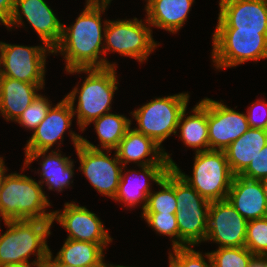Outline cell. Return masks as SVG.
I'll return each mask as SVG.
<instances>
[{
  "instance_id": "6da1fadb",
  "label": "cell",
  "mask_w": 267,
  "mask_h": 267,
  "mask_svg": "<svg viewBox=\"0 0 267 267\" xmlns=\"http://www.w3.org/2000/svg\"><path fill=\"white\" fill-rule=\"evenodd\" d=\"M86 6L75 23L62 27V36L53 53H61L66 60L65 70L116 67L103 58L105 27L102 30L101 13L111 1L86 0ZM103 31V32H102ZM102 57V58H100Z\"/></svg>"
},
{
  "instance_id": "7a4b0ae2",
  "label": "cell",
  "mask_w": 267,
  "mask_h": 267,
  "mask_svg": "<svg viewBox=\"0 0 267 267\" xmlns=\"http://www.w3.org/2000/svg\"><path fill=\"white\" fill-rule=\"evenodd\" d=\"M66 72L71 74L84 72L88 74L82 83L81 89L76 86L65 96L72 106L74 115L77 114V123L81 131H84L93 120L109 113L111 109L110 105L114 92L118 90L117 84H119L115 67L72 69ZM77 93L79 96L75 109L74 103Z\"/></svg>"
},
{
  "instance_id": "3957f363",
  "label": "cell",
  "mask_w": 267,
  "mask_h": 267,
  "mask_svg": "<svg viewBox=\"0 0 267 267\" xmlns=\"http://www.w3.org/2000/svg\"><path fill=\"white\" fill-rule=\"evenodd\" d=\"M7 231L0 236V266L30 263V255H37L36 264H44L50 252L47 237L52 221L8 220ZM36 252V254H35Z\"/></svg>"
},
{
  "instance_id": "277c9868",
  "label": "cell",
  "mask_w": 267,
  "mask_h": 267,
  "mask_svg": "<svg viewBox=\"0 0 267 267\" xmlns=\"http://www.w3.org/2000/svg\"><path fill=\"white\" fill-rule=\"evenodd\" d=\"M42 185L26 175L11 173L5 176L0 192V217L8 220L52 221L53 212Z\"/></svg>"
},
{
  "instance_id": "5b68a950",
  "label": "cell",
  "mask_w": 267,
  "mask_h": 267,
  "mask_svg": "<svg viewBox=\"0 0 267 267\" xmlns=\"http://www.w3.org/2000/svg\"><path fill=\"white\" fill-rule=\"evenodd\" d=\"M193 176L173 167L182 178L209 202L226 200L234 174L224 151L208 150L195 152Z\"/></svg>"
},
{
  "instance_id": "8992f818",
  "label": "cell",
  "mask_w": 267,
  "mask_h": 267,
  "mask_svg": "<svg viewBox=\"0 0 267 267\" xmlns=\"http://www.w3.org/2000/svg\"><path fill=\"white\" fill-rule=\"evenodd\" d=\"M175 197L179 248L192 247L205 241L211 202L203 198L176 170Z\"/></svg>"
},
{
  "instance_id": "52a82bcc",
  "label": "cell",
  "mask_w": 267,
  "mask_h": 267,
  "mask_svg": "<svg viewBox=\"0 0 267 267\" xmlns=\"http://www.w3.org/2000/svg\"><path fill=\"white\" fill-rule=\"evenodd\" d=\"M188 93L158 97L131 112L137 120L138 132L150 137L161 146L172 133H177L182 112L187 108Z\"/></svg>"
},
{
  "instance_id": "ba28073f",
  "label": "cell",
  "mask_w": 267,
  "mask_h": 267,
  "mask_svg": "<svg viewBox=\"0 0 267 267\" xmlns=\"http://www.w3.org/2000/svg\"><path fill=\"white\" fill-rule=\"evenodd\" d=\"M69 134L79 158V169L100 194L114 199L122 169L125 168L116 152L114 153L115 156L111 158L81 135L72 131Z\"/></svg>"
},
{
  "instance_id": "9c48e42d",
  "label": "cell",
  "mask_w": 267,
  "mask_h": 267,
  "mask_svg": "<svg viewBox=\"0 0 267 267\" xmlns=\"http://www.w3.org/2000/svg\"><path fill=\"white\" fill-rule=\"evenodd\" d=\"M212 60L216 69L236 67L267 58V34L248 31H214Z\"/></svg>"
},
{
  "instance_id": "30bf717a",
  "label": "cell",
  "mask_w": 267,
  "mask_h": 267,
  "mask_svg": "<svg viewBox=\"0 0 267 267\" xmlns=\"http://www.w3.org/2000/svg\"><path fill=\"white\" fill-rule=\"evenodd\" d=\"M142 19L107 21L104 38V54L109 51L118 52L121 56H129L140 63L157 47L152 38V30ZM107 51V52H106Z\"/></svg>"
},
{
  "instance_id": "8fae6325",
  "label": "cell",
  "mask_w": 267,
  "mask_h": 267,
  "mask_svg": "<svg viewBox=\"0 0 267 267\" xmlns=\"http://www.w3.org/2000/svg\"><path fill=\"white\" fill-rule=\"evenodd\" d=\"M46 53L53 54L47 45L30 47L0 42L1 74L27 83L44 84Z\"/></svg>"
},
{
  "instance_id": "7c38bea8",
  "label": "cell",
  "mask_w": 267,
  "mask_h": 267,
  "mask_svg": "<svg viewBox=\"0 0 267 267\" xmlns=\"http://www.w3.org/2000/svg\"><path fill=\"white\" fill-rule=\"evenodd\" d=\"M215 31L267 34V0H220Z\"/></svg>"
},
{
  "instance_id": "4fadbf2b",
  "label": "cell",
  "mask_w": 267,
  "mask_h": 267,
  "mask_svg": "<svg viewBox=\"0 0 267 267\" xmlns=\"http://www.w3.org/2000/svg\"><path fill=\"white\" fill-rule=\"evenodd\" d=\"M247 220L226 200L211 202L206 239L223 247H244Z\"/></svg>"
},
{
  "instance_id": "5bb4252c",
  "label": "cell",
  "mask_w": 267,
  "mask_h": 267,
  "mask_svg": "<svg viewBox=\"0 0 267 267\" xmlns=\"http://www.w3.org/2000/svg\"><path fill=\"white\" fill-rule=\"evenodd\" d=\"M53 12L44 0H15L12 17L6 26L12 29V26L23 25V14L44 45L53 50L60 42L63 27Z\"/></svg>"
},
{
  "instance_id": "9a60e30c",
  "label": "cell",
  "mask_w": 267,
  "mask_h": 267,
  "mask_svg": "<svg viewBox=\"0 0 267 267\" xmlns=\"http://www.w3.org/2000/svg\"><path fill=\"white\" fill-rule=\"evenodd\" d=\"M249 128L246 114L208 98L209 150L224 151Z\"/></svg>"
},
{
  "instance_id": "2e32d148",
  "label": "cell",
  "mask_w": 267,
  "mask_h": 267,
  "mask_svg": "<svg viewBox=\"0 0 267 267\" xmlns=\"http://www.w3.org/2000/svg\"><path fill=\"white\" fill-rule=\"evenodd\" d=\"M64 206L62 212L53 211L52 222L57 220L69 232L67 239L93 243L112 242L108 231L95 213L75 202H67Z\"/></svg>"
},
{
  "instance_id": "e0dca14e",
  "label": "cell",
  "mask_w": 267,
  "mask_h": 267,
  "mask_svg": "<svg viewBox=\"0 0 267 267\" xmlns=\"http://www.w3.org/2000/svg\"><path fill=\"white\" fill-rule=\"evenodd\" d=\"M73 116L72 106L66 98L51 107L27 141L25 152L50 150L58 139H64L63 134L71 127Z\"/></svg>"
},
{
  "instance_id": "ac0fdd59",
  "label": "cell",
  "mask_w": 267,
  "mask_h": 267,
  "mask_svg": "<svg viewBox=\"0 0 267 267\" xmlns=\"http://www.w3.org/2000/svg\"><path fill=\"white\" fill-rule=\"evenodd\" d=\"M140 168V171L129 170L126 173L122 169L120 183L114 200L116 202H124L127 207H135V205L137 206L141 202L143 203L142 211H144L147 205L148 195L152 192L150 189L151 185L147 181L151 180L158 184L171 167L169 164H150L140 166ZM135 174H137V177ZM138 174L140 175L138 176Z\"/></svg>"
},
{
  "instance_id": "d6986e66",
  "label": "cell",
  "mask_w": 267,
  "mask_h": 267,
  "mask_svg": "<svg viewBox=\"0 0 267 267\" xmlns=\"http://www.w3.org/2000/svg\"><path fill=\"white\" fill-rule=\"evenodd\" d=\"M115 152L124 167L130 162L137 163L138 166L169 164L170 167H174L176 165L162 146L160 147L150 137L132 128L127 130ZM148 156L152 157L146 159Z\"/></svg>"
},
{
  "instance_id": "ffe728a7",
  "label": "cell",
  "mask_w": 267,
  "mask_h": 267,
  "mask_svg": "<svg viewBox=\"0 0 267 267\" xmlns=\"http://www.w3.org/2000/svg\"><path fill=\"white\" fill-rule=\"evenodd\" d=\"M227 201L247 221L267 217V201L260 180L234 175Z\"/></svg>"
},
{
  "instance_id": "44dd1931",
  "label": "cell",
  "mask_w": 267,
  "mask_h": 267,
  "mask_svg": "<svg viewBox=\"0 0 267 267\" xmlns=\"http://www.w3.org/2000/svg\"><path fill=\"white\" fill-rule=\"evenodd\" d=\"M45 84H33L10 77L0 79V112L7 121H16L38 96Z\"/></svg>"
},
{
  "instance_id": "7402d4cb",
  "label": "cell",
  "mask_w": 267,
  "mask_h": 267,
  "mask_svg": "<svg viewBox=\"0 0 267 267\" xmlns=\"http://www.w3.org/2000/svg\"><path fill=\"white\" fill-rule=\"evenodd\" d=\"M47 151H37V152H25V162L24 165L27 167L34 160L39 157L44 158L41 163L40 180L39 183H43L48 186L49 190H56L58 192L62 191L65 187L70 186V180L74 175L73 162L70 157H65L61 153L56 151H51L48 155H45Z\"/></svg>"
},
{
  "instance_id": "603a6c76",
  "label": "cell",
  "mask_w": 267,
  "mask_h": 267,
  "mask_svg": "<svg viewBox=\"0 0 267 267\" xmlns=\"http://www.w3.org/2000/svg\"><path fill=\"white\" fill-rule=\"evenodd\" d=\"M193 3L194 0H149L145 22L174 34L185 23Z\"/></svg>"
},
{
  "instance_id": "cb8c5ba5",
  "label": "cell",
  "mask_w": 267,
  "mask_h": 267,
  "mask_svg": "<svg viewBox=\"0 0 267 267\" xmlns=\"http://www.w3.org/2000/svg\"><path fill=\"white\" fill-rule=\"evenodd\" d=\"M267 143V131L249 128L225 150L226 159L234 175H240Z\"/></svg>"
},
{
  "instance_id": "d4e9b609",
  "label": "cell",
  "mask_w": 267,
  "mask_h": 267,
  "mask_svg": "<svg viewBox=\"0 0 267 267\" xmlns=\"http://www.w3.org/2000/svg\"><path fill=\"white\" fill-rule=\"evenodd\" d=\"M191 112L192 115L185 117V109L180 116L177 125V129H180L179 137L187 147L195 148L196 152L208 151V98L197 103Z\"/></svg>"
},
{
  "instance_id": "484cf974",
  "label": "cell",
  "mask_w": 267,
  "mask_h": 267,
  "mask_svg": "<svg viewBox=\"0 0 267 267\" xmlns=\"http://www.w3.org/2000/svg\"><path fill=\"white\" fill-rule=\"evenodd\" d=\"M109 243H93L66 239L55 257L59 262L77 267H108L103 248Z\"/></svg>"
},
{
  "instance_id": "4316f807",
  "label": "cell",
  "mask_w": 267,
  "mask_h": 267,
  "mask_svg": "<svg viewBox=\"0 0 267 267\" xmlns=\"http://www.w3.org/2000/svg\"><path fill=\"white\" fill-rule=\"evenodd\" d=\"M102 149L115 150L131 126V120L124 115L106 113L92 121Z\"/></svg>"
},
{
  "instance_id": "83f0119b",
  "label": "cell",
  "mask_w": 267,
  "mask_h": 267,
  "mask_svg": "<svg viewBox=\"0 0 267 267\" xmlns=\"http://www.w3.org/2000/svg\"><path fill=\"white\" fill-rule=\"evenodd\" d=\"M157 185L162 189L148 195L147 205L142 213L176 214L175 169L171 167Z\"/></svg>"
},
{
  "instance_id": "f1b7e54d",
  "label": "cell",
  "mask_w": 267,
  "mask_h": 267,
  "mask_svg": "<svg viewBox=\"0 0 267 267\" xmlns=\"http://www.w3.org/2000/svg\"><path fill=\"white\" fill-rule=\"evenodd\" d=\"M212 267H248L255 257L244 247H223L209 253Z\"/></svg>"
},
{
  "instance_id": "f546056e",
  "label": "cell",
  "mask_w": 267,
  "mask_h": 267,
  "mask_svg": "<svg viewBox=\"0 0 267 267\" xmlns=\"http://www.w3.org/2000/svg\"><path fill=\"white\" fill-rule=\"evenodd\" d=\"M245 247L255 256L267 255V217L247 222Z\"/></svg>"
},
{
  "instance_id": "4dcf8cb0",
  "label": "cell",
  "mask_w": 267,
  "mask_h": 267,
  "mask_svg": "<svg viewBox=\"0 0 267 267\" xmlns=\"http://www.w3.org/2000/svg\"><path fill=\"white\" fill-rule=\"evenodd\" d=\"M142 218L160 235L172 238V248H179V229L176 214L142 213Z\"/></svg>"
},
{
  "instance_id": "1f68e13d",
  "label": "cell",
  "mask_w": 267,
  "mask_h": 267,
  "mask_svg": "<svg viewBox=\"0 0 267 267\" xmlns=\"http://www.w3.org/2000/svg\"><path fill=\"white\" fill-rule=\"evenodd\" d=\"M49 101L48 98L46 99L43 95L38 94L15 122L34 131L52 107Z\"/></svg>"
},
{
  "instance_id": "d6a6232c",
  "label": "cell",
  "mask_w": 267,
  "mask_h": 267,
  "mask_svg": "<svg viewBox=\"0 0 267 267\" xmlns=\"http://www.w3.org/2000/svg\"><path fill=\"white\" fill-rule=\"evenodd\" d=\"M202 255L191 247L173 248V254L169 253V264L172 267H212L209 252L205 253L208 263Z\"/></svg>"
},
{
  "instance_id": "836d02e7",
  "label": "cell",
  "mask_w": 267,
  "mask_h": 267,
  "mask_svg": "<svg viewBox=\"0 0 267 267\" xmlns=\"http://www.w3.org/2000/svg\"><path fill=\"white\" fill-rule=\"evenodd\" d=\"M240 175L252 180L267 178V143Z\"/></svg>"
},
{
  "instance_id": "e575fe53",
  "label": "cell",
  "mask_w": 267,
  "mask_h": 267,
  "mask_svg": "<svg viewBox=\"0 0 267 267\" xmlns=\"http://www.w3.org/2000/svg\"><path fill=\"white\" fill-rule=\"evenodd\" d=\"M246 116L250 128L267 131V103L264 100L253 102L251 108L249 107Z\"/></svg>"
},
{
  "instance_id": "d590c367",
  "label": "cell",
  "mask_w": 267,
  "mask_h": 267,
  "mask_svg": "<svg viewBox=\"0 0 267 267\" xmlns=\"http://www.w3.org/2000/svg\"><path fill=\"white\" fill-rule=\"evenodd\" d=\"M15 0H0V22L7 25L14 11Z\"/></svg>"
},
{
  "instance_id": "8d00e7d4",
  "label": "cell",
  "mask_w": 267,
  "mask_h": 267,
  "mask_svg": "<svg viewBox=\"0 0 267 267\" xmlns=\"http://www.w3.org/2000/svg\"><path fill=\"white\" fill-rule=\"evenodd\" d=\"M44 265L46 267H74V266H70V265L63 264V263L59 262L55 257H52L51 251L48 253V256H47V259L45 260ZM75 267H77V266H75Z\"/></svg>"
},
{
  "instance_id": "74e56055",
  "label": "cell",
  "mask_w": 267,
  "mask_h": 267,
  "mask_svg": "<svg viewBox=\"0 0 267 267\" xmlns=\"http://www.w3.org/2000/svg\"><path fill=\"white\" fill-rule=\"evenodd\" d=\"M7 168H5L4 160L2 157H0V192L2 188L3 181L5 179V173H6Z\"/></svg>"
},
{
  "instance_id": "f35d334b",
  "label": "cell",
  "mask_w": 267,
  "mask_h": 267,
  "mask_svg": "<svg viewBox=\"0 0 267 267\" xmlns=\"http://www.w3.org/2000/svg\"><path fill=\"white\" fill-rule=\"evenodd\" d=\"M248 267H263V256H255Z\"/></svg>"
},
{
  "instance_id": "ab89813d",
  "label": "cell",
  "mask_w": 267,
  "mask_h": 267,
  "mask_svg": "<svg viewBox=\"0 0 267 267\" xmlns=\"http://www.w3.org/2000/svg\"><path fill=\"white\" fill-rule=\"evenodd\" d=\"M44 264H36V261L34 260L31 263H26V264H22V265H4V266H0V267H42Z\"/></svg>"
},
{
  "instance_id": "60d3db41",
  "label": "cell",
  "mask_w": 267,
  "mask_h": 267,
  "mask_svg": "<svg viewBox=\"0 0 267 267\" xmlns=\"http://www.w3.org/2000/svg\"><path fill=\"white\" fill-rule=\"evenodd\" d=\"M261 184H262V187H263V190H264V195H265V198H266V201H267V178H264L262 180H260Z\"/></svg>"
},
{
  "instance_id": "b9f144b4",
  "label": "cell",
  "mask_w": 267,
  "mask_h": 267,
  "mask_svg": "<svg viewBox=\"0 0 267 267\" xmlns=\"http://www.w3.org/2000/svg\"><path fill=\"white\" fill-rule=\"evenodd\" d=\"M263 267H267V255H263Z\"/></svg>"
},
{
  "instance_id": "7bdbcfd3",
  "label": "cell",
  "mask_w": 267,
  "mask_h": 267,
  "mask_svg": "<svg viewBox=\"0 0 267 267\" xmlns=\"http://www.w3.org/2000/svg\"><path fill=\"white\" fill-rule=\"evenodd\" d=\"M108 267H129V266H121V265H112V264H109Z\"/></svg>"
},
{
  "instance_id": "ee69618b",
  "label": "cell",
  "mask_w": 267,
  "mask_h": 267,
  "mask_svg": "<svg viewBox=\"0 0 267 267\" xmlns=\"http://www.w3.org/2000/svg\"><path fill=\"white\" fill-rule=\"evenodd\" d=\"M1 59H0V79H1V76H2V74H1Z\"/></svg>"
}]
</instances>
